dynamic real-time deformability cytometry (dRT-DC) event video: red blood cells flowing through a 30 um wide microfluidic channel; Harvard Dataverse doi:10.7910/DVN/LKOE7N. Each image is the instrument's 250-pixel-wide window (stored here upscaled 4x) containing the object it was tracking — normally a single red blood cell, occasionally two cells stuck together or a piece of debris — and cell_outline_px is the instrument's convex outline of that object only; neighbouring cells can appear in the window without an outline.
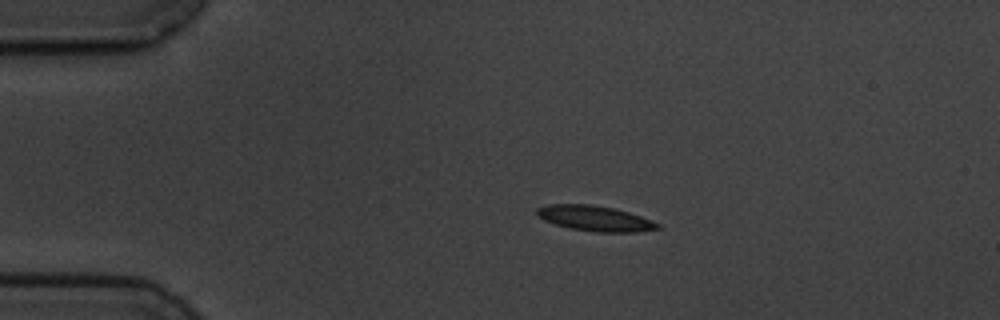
{"species": "common noctule bat (a hibernating species)", "species_latin": "Nyctalus noctula", "temperature_condition": "cold", "stored_images_in_passage": 6, "camera_frame_rate_fps": 3000, "um_per_image_px": 0.085, "animal": {"sex": "male", "body_mass_g": 19.5, "forearm_length_mm": 54.6}, "frame": {"image": 1, "passage_image": 3, "time_ms": 2.667, "image_size_px": [1000, 320], "cell_outline_px": [[660, 228], [636, 232], [596, 232], [568, 228], [544, 220], [536, 216], [536, 208], [548, 204], [592, 204], [612, 208], [628, 212], [652, 220], [660, 224]], "centroid_in_image_um": [50.54, 18.56], "position_along_channel_um": 34.5, "area_um2": 17.86}}
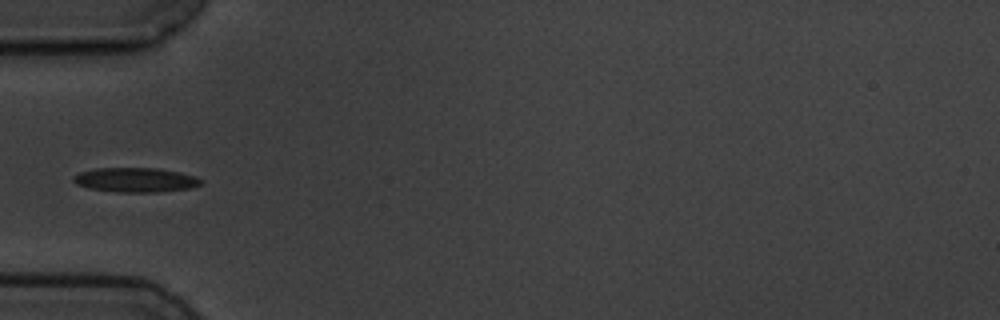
{"frame": {"image": 2, "passage_image": 5, "time_ms": 5.0, "image_size_px": [1000, 320], "cell_outline_px": [[204, 180], [200, 184], [192, 188], [156, 192], [116, 192], [88, 188], [76, 184], [72, 180], [72, 176], [80, 172], [96, 168], [156, 168], [180, 172], [196, 176]], "centroid_in_image_um": [11.52, 15.29], "position_along_channel_um": 73.5, "area_um2": 18.32}}
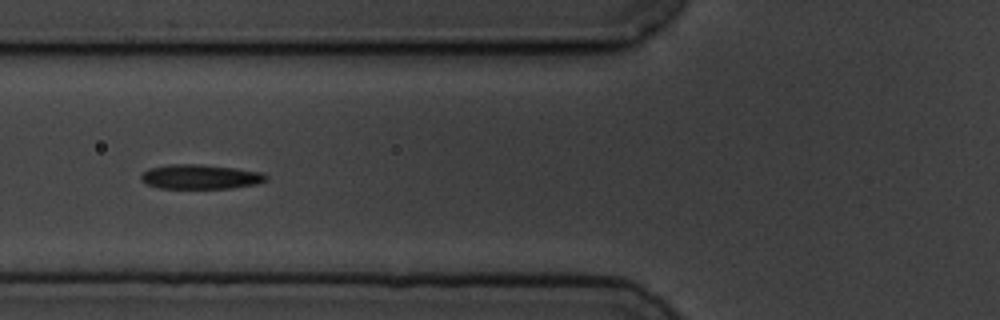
{"frame": {"image": 3, "passage_image": 6, "time_ms": 6.0, "image_size_px": [1000, 320], "cell_outline_px": [[268, 180], [256, 184], [232, 188], [160, 188], [148, 184], [140, 180], [140, 176], [148, 168], [168, 164], [200, 164], [236, 168], [260, 172], [268, 176]], "centroid_in_image_um": [17.03, 15.02], "position_along_channel_um": 108.8, "area_um2": 17.92}}